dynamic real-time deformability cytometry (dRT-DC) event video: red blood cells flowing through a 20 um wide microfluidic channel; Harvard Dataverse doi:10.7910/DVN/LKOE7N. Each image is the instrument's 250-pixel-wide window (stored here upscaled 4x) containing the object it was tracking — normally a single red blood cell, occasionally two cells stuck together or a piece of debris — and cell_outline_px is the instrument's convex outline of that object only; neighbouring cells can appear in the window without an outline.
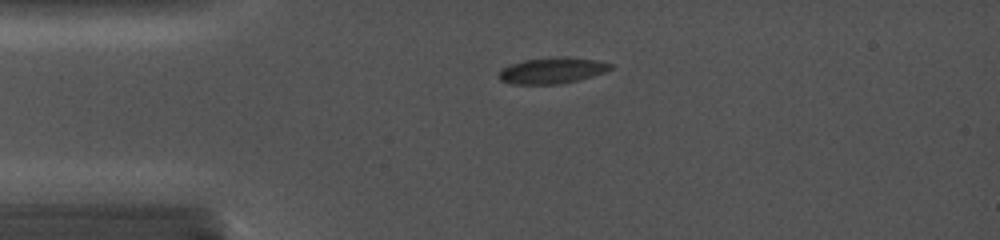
{"species": "common noctule bat (a hibernating species)", "species_latin": "Nyctalus noctula", "temperature_condition": "cold", "stored_images_in_passage": 4, "camera_frame_rate_fps": 5000, "um_per_image_px": 0.085, "animal": {"sex": "female", "body_mass_g": 19.0, "forearm_length_mm": 56.7}, "frame": {"image": 1, "passage_image": 2, "time_ms": 0.6, "image_size_px": [1000, 240], "cell_outline_px": [[612, 68], [588, 76], [572, 80], [552, 84], [516, 84], [500, 80], [500, 72], [508, 64], [520, 60], [548, 56], [572, 56], [596, 60], [612, 64]], "centroid_in_image_um": [46.86, 5.94], "position_along_channel_um": 38.1, "area_um2": 16.7}}